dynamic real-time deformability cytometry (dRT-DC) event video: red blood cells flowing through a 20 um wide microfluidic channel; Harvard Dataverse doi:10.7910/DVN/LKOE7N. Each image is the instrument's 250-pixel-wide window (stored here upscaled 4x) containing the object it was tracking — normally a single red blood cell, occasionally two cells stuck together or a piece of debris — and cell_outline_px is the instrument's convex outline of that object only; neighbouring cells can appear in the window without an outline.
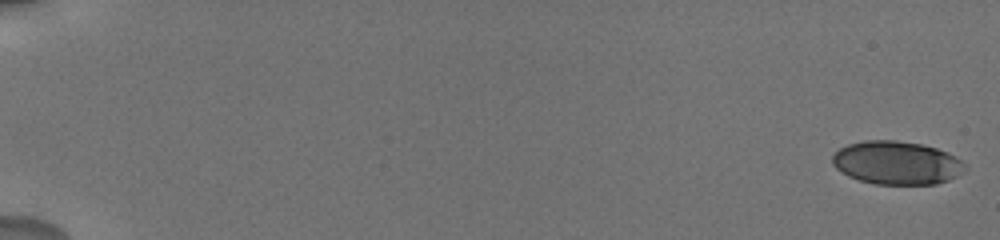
{"species": "human", "species_latin": "Homo sapiens", "temperature_condition": "cold", "stored_images_in_passage": 39, "camera_frame_rate_fps": 3000, "um_per_image_px": 0.085, "donor": {"sex": "male"}, "frame": {"image": 1, "passage_image": 1, "time_ms": 0.0, "image_size_px": [1000, 240], "cell_outline_px": [[968, 168], [964, 172], [948, 180], [936, 184], [876, 184], [860, 180], [848, 176], [836, 168], [832, 164], [832, 156], [840, 148], [848, 144], [864, 140], [896, 140], [920, 144], [936, 148], [948, 152], [956, 156]], "centroid_in_image_um": [76.23, 13.84], "position_along_channel_um": 8.8, "area_um2": 33.52}}
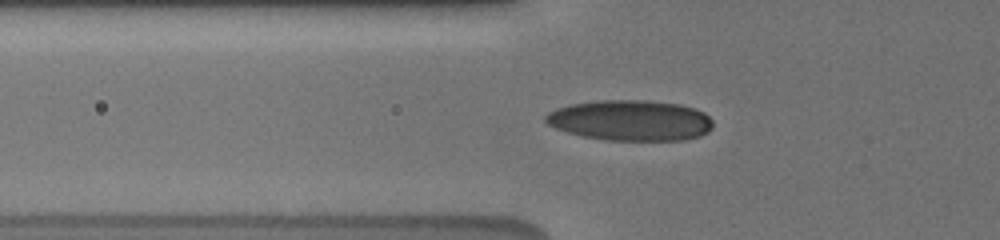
{"frame": {"image": 2, "passage_image": 32, "time_ms": 7.0, "image_size_px": [1000, 240], "cell_outline_px": [[712, 128], [708, 132], [700, 136], [684, 140], [608, 140], [584, 136], [568, 132], [556, 128], [548, 124], [544, 120], [544, 116], [548, 112], [556, 108], [572, 104], [596, 100], [644, 100], [680, 104], [704, 112], [712, 120]], "centroid_in_image_um": [53.59, 10.23], "position_along_channel_um": 72.2, "area_um2": 39.59}}
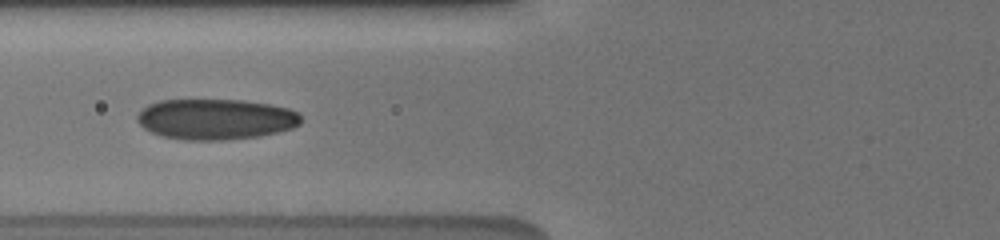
{"frame": {"image": 3, "passage_image": 38, "time_ms": 8.0, "image_size_px": [1000, 240], "cell_outline_px": [[300, 124], [292, 128], [260, 136], [228, 140], [184, 140], [164, 136], [152, 132], [144, 128], [136, 120], [136, 116], [148, 104], [160, 100], [244, 100], [268, 104], [288, 108], [296, 112], [300, 116]], "centroid_in_image_um": [18.32, 10.13], "position_along_channel_um": 107.5, "area_um2": 38.73}}